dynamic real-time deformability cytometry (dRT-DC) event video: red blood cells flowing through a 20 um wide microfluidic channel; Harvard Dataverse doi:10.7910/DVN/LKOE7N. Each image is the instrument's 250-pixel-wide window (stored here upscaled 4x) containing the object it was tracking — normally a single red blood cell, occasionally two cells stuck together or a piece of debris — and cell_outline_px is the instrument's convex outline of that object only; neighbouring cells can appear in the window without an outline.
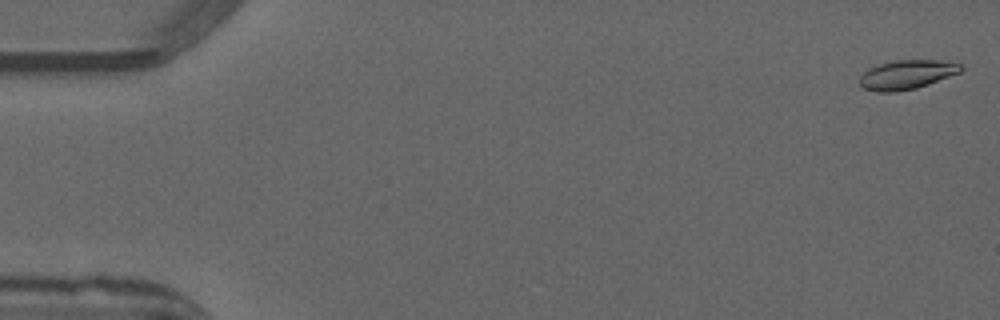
{"species": "common noctule bat (a hibernating species)", "species_latin": "Nyctalus noctula", "temperature_condition": "warm", "stored_images_in_passage": 52, "camera_frame_rate_fps": 3000, "um_per_image_px": 0.085, "animal": {"sex": "male", "forearm_length_mm": 52.5}, "frame": {"image": 1, "passage_image": 1, "time_ms": 0.0, "image_size_px": [1000, 320], "cell_outline_px": [[964, 68], [960, 72], [916, 88], [896, 92], [876, 92], [860, 88], [860, 76], [868, 68], [880, 64], [896, 60], [936, 60], [960, 64]], "centroid_in_image_um": [77.02, 6.35], "position_along_channel_um": 8.0, "area_um2": 17.11}}
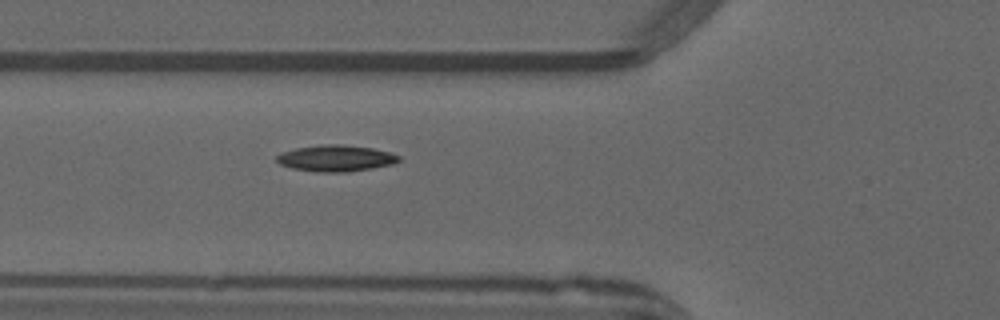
{"frame": {"image": 2, "passage_image": 19, "time_ms": 6.0, "image_size_px": [1000, 320], "cell_outline_px": [[400, 160], [392, 164], [372, 168], [348, 172], [316, 172], [292, 168], [280, 164], [276, 160], [276, 156], [280, 152], [296, 148], [320, 144], [340, 144], [372, 148], [388, 152], [400, 156]], "centroid_in_image_um": [28.51, 13.45], "position_along_channel_um": 97.3, "area_um2": 18.79}}
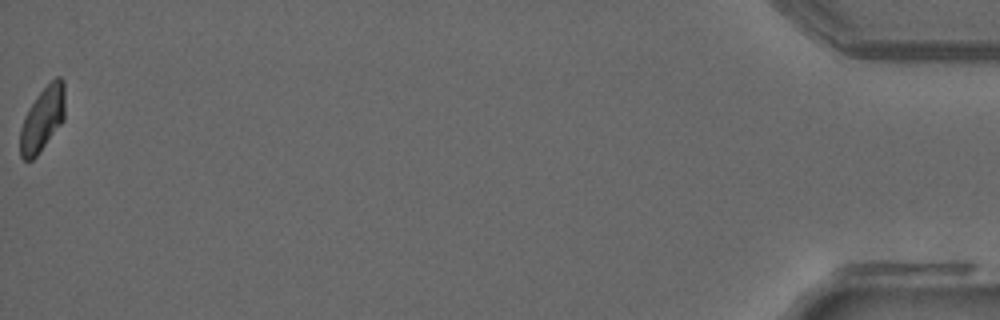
{"frame": {"image": 3, "passage_image": 52, "time_ms": 17.0, "image_size_px": [1000, 320], "cell_outline_px": [[64, 120], [36, 156], [32, 160], [24, 160], [20, 156], [20, 128], [24, 116], [28, 108], [36, 96], [56, 76], [60, 76], [64, 80]], "centroid_in_image_um": [3.6, 10.11], "position_along_channel_um": 431.6, "area_um2": 16.76}, "authors_computed_cell_mechanics": {"area_um2": 17.2244, "velocity_mm_per_s": 3.9725, "shape_relaxation_time_tau1_ms": 5.5282, "shape_relaxation_time_tau2_ms": null, "deformation_change_tau1": 0.155, "deformation_change_tau2": null}}